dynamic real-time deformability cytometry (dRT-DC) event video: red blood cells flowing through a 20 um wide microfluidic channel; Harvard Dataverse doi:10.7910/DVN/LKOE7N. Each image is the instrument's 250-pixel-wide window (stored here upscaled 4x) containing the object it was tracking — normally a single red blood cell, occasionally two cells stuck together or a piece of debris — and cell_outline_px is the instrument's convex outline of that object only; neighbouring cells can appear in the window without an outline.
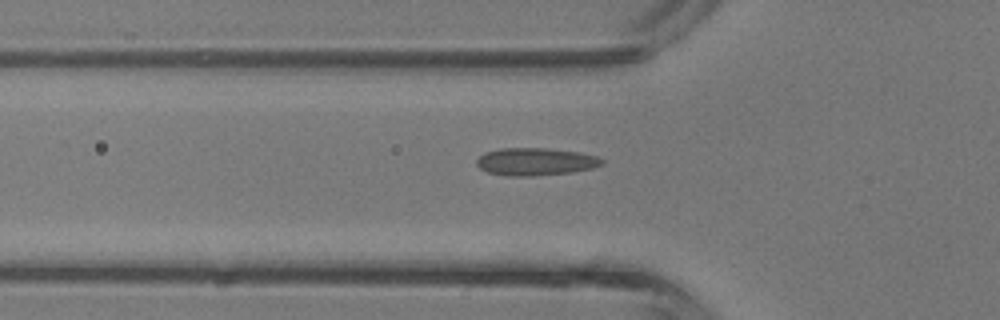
{"species": "common noctule bat (a hibernating species)", "species_latin": "Nyctalus noctula", "temperature_condition": "room temperature", "stored_images_in_passage": 37, "camera_frame_rate_fps": 3000, "um_per_image_px": 0.085, "animal": {"sex": "male", "body_mass_g": 13.3}, "frame": {"image": 1, "passage_image": 14, "time_ms": 4.333, "image_size_px": [1000, 320], "cell_outline_px": [[604, 164], [592, 168], [572, 172], [532, 176], [508, 176], [488, 172], [480, 168], [476, 164], [476, 160], [484, 152], [500, 148], [548, 148], [580, 152], [596, 156], [604, 160]], "centroid_in_image_um": [45.52, 13.73], "position_along_channel_um": 80.3, "area_um2": 20.23}}
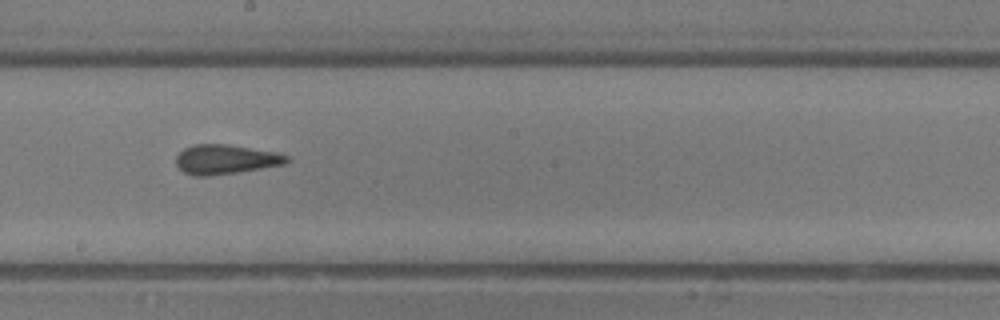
{"frame": {"image": 2, "passage_image": 23, "time_ms": 7.333, "image_size_px": [1000, 320], "cell_outline_px": [[292, 160], [284, 164], [236, 172], [208, 176], [192, 176], [184, 172], [176, 164], [176, 156], [184, 148], [192, 144], [228, 144], [276, 152], [288, 156]], "centroid_in_image_um": [19.16, 13.54], "position_along_channel_um": 229.0, "area_um2": 19.02}}
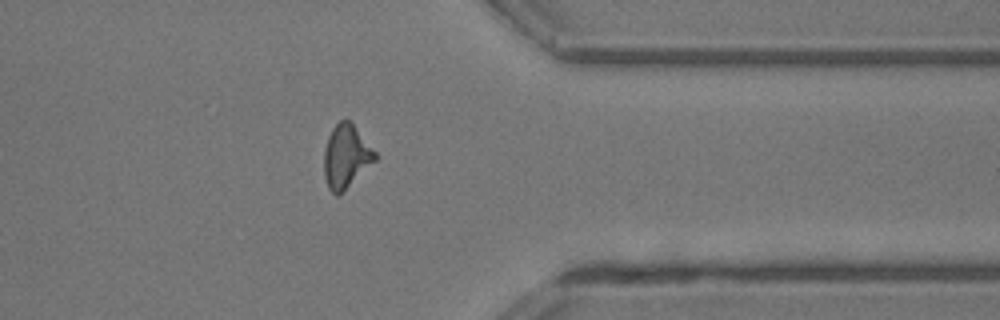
{"frame": {"image": 3, "passage_image": 33, "time_ms": 10.667, "image_size_px": [1000, 320], "cell_outline_px": [[380, 156], [376, 160], [336, 196], [328, 188], [324, 176], [324, 148], [328, 136], [332, 128], [340, 120], [348, 120], [352, 124]], "centroid_in_image_um": [29.41, 13.28], "position_along_channel_um": 382.0, "area_um2": 18.5}, "authors_computed_cell_mechanics": {"area_um2": 19.1318, "velocity_mm_per_s": 4.9207, "shape_relaxation_time_tau1_ms": null, "shape_relaxation_time_tau2_ms": 1.9014, "deformation_change_tau1": null, "deformation_change_tau2": 0.0965}}